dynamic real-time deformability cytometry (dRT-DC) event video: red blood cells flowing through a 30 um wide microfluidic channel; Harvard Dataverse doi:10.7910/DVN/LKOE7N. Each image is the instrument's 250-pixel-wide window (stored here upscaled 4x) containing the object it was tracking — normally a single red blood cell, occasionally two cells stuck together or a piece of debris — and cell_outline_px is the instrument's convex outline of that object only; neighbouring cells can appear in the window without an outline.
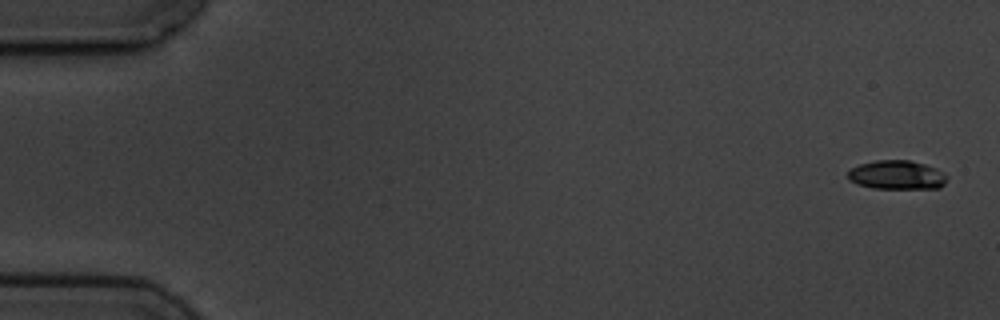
{"species": "common noctule bat (a hibernating species)", "species_latin": "Nyctalus noctula", "temperature_condition": "cold", "stored_images_in_passage": 5, "camera_frame_rate_fps": 3000, "um_per_image_px": 0.085, "animal": {"sex": "male", "body_mass_g": 19.5, "forearm_length_mm": 54.6}, "frame": {"image": 1, "passage_image": 1, "time_ms": 0.0, "image_size_px": [1000, 320], "cell_outline_px": [[948, 176], [944, 184], [940, 188], [872, 188], [856, 184], [848, 180], [848, 172], [852, 168], [860, 164], [876, 160], [908, 160], [924, 164], [936, 168], [944, 172]], "centroid_in_image_um": [76.24, 14.87], "position_along_channel_um": 8.8, "area_um2": 16.76}}
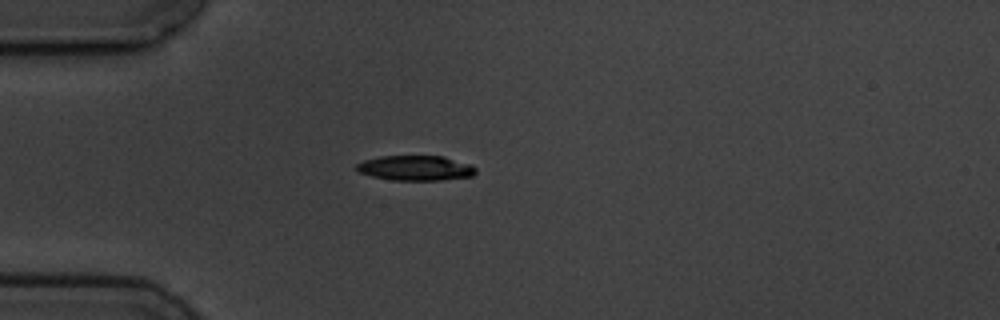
{"frame": {"image": 2, "passage_image": 5, "time_ms": 4.667, "image_size_px": [1000, 320], "cell_outline_px": [[476, 172], [472, 176], [440, 180], [392, 180], [372, 176], [360, 172], [356, 168], [356, 164], [364, 160], [380, 156], [444, 156], [472, 164], [476, 168]], "centroid_in_image_um": [35.35, 14.27], "position_along_channel_um": 49.6, "area_um2": 17.4}}